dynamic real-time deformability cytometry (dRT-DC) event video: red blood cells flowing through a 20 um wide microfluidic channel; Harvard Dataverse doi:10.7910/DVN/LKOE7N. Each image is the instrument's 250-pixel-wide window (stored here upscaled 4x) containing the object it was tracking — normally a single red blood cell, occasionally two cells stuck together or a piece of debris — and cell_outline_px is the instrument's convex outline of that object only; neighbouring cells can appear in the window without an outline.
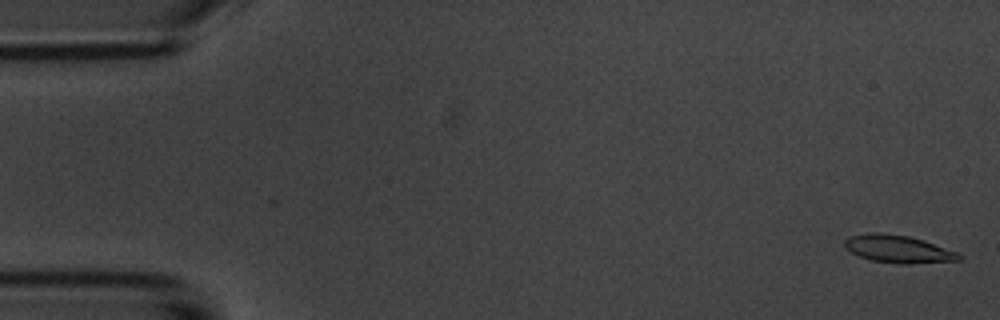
{"species": "common noctule bat (a hibernating species)", "species_latin": "Nyctalus noctula", "temperature_condition": "room temperature", "stored_images_in_passage": 5, "camera_frame_rate_fps": 3000, "um_per_image_px": 0.085, "animal": {"sex": "male", "body_mass_g": 20.1, "forearm_length_mm": 53.5}, "frame": {"image": 1, "passage_image": 1, "time_ms": 0.0, "image_size_px": [1000, 320], "cell_outline_px": [[964, 256], [960, 260], [908, 264], [900, 264], [872, 260], [860, 256], [844, 248], [844, 240], [848, 236], [868, 232], [880, 232], [908, 236], [924, 240], [956, 252]], "centroid_in_image_um": [76.31, 21.15], "position_along_channel_um": 8.7, "area_um2": 18.44}}